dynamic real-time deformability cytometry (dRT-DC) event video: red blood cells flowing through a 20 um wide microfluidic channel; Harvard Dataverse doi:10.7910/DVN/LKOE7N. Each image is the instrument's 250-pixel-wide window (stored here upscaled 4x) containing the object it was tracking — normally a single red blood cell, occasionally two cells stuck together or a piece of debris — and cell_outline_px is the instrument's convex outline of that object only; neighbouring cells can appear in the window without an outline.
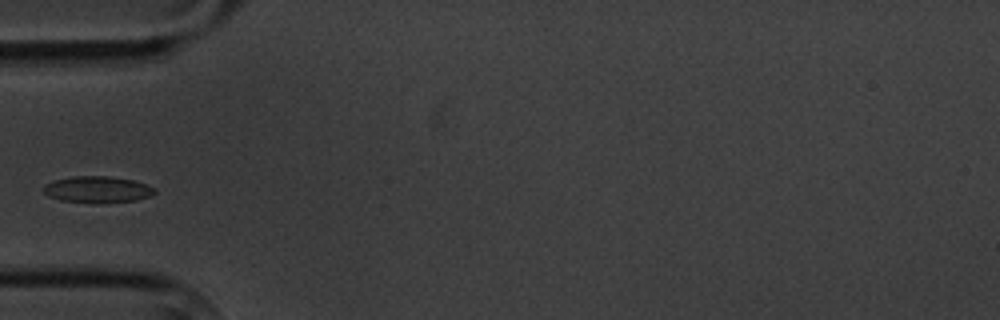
{"species": "common noctule bat (a hibernating species)", "species_latin": "Nyctalus noctula", "temperature_condition": "cold", "stored_images_in_passage": 13, "camera_frame_rate_fps": 3000, "um_per_image_px": 0.085, "animal": {"sex": "male", "body_mass_g": 20.1, "forearm_length_mm": 53.5}, "frame": {"image": 1, "passage_image": 3, "time_ms": 3.333, "image_size_px": [1000, 320], "cell_outline_px": [[156, 192], [148, 196], [136, 200], [100, 204], [96, 204], [60, 200], [48, 196], [44, 192], [44, 184], [52, 180], [72, 176], [108, 176], [132, 180], [156, 188]], "centroid_in_image_um": [8.24, 16.12], "position_along_channel_um": 76.8, "area_um2": 17.34}}
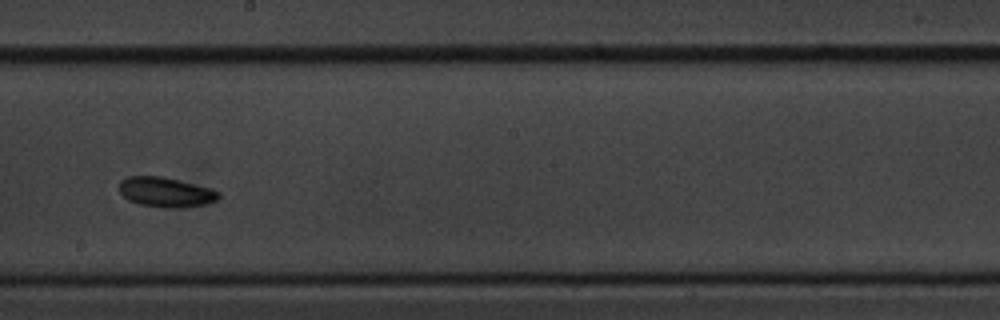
{"frame": {"image": 2, "passage_image": 7, "time_ms": 8.0, "image_size_px": [1000, 320], "cell_outline_px": [[220, 196], [216, 200], [208, 204], [184, 208], [164, 208], [140, 204], [128, 200], [120, 192], [120, 180], [128, 176], [164, 176], [212, 188], [220, 192]], "centroid_in_image_um": [14.13, 16.33], "position_along_channel_um": 234.1, "area_um2": 17.57}}
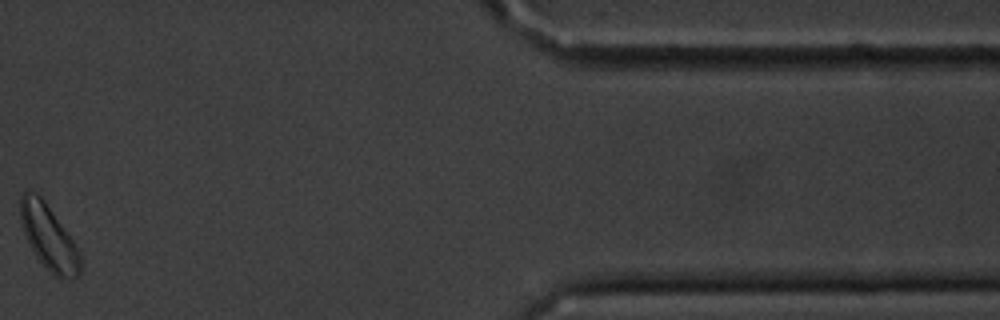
{"frame": {"image": 3, "passage_image": 12, "time_ms": 14.667, "image_size_px": [1000, 320], "cell_outline_px": [[80, 276], [72, 280], [60, 280], [36, 256], [24, 232], [20, 220], [20, 196], [24, 192], [36, 192], [44, 200], [76, 244], [80, 252]], "centroid_in_image_um": [4.17, 20.19], "position_along_channel_um": 407.2, "area_um2": 22.43}}